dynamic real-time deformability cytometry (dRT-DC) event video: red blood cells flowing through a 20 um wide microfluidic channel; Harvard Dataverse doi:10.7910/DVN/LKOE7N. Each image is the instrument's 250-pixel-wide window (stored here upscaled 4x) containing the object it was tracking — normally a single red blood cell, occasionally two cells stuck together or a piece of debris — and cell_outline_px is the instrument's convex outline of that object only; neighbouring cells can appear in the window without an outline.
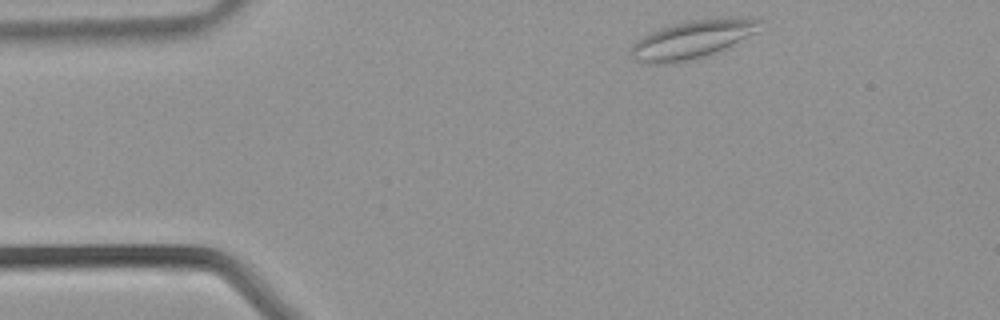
{"species": "common noctule bat (a hibernating species)", "species_latin": "Nyctalus noctula", "temperature_condition": "warm", "stored_images_in_passage": 34, "camera_frame_rate_fps": 3000, "um_per_image_px": 0.085, "animal": {"sex": "male", "body_mass_g": 21.5, "forearm_length_mm": 52.0}, "frame": {"image": 1, "passage_image": 1, "time_ms": 0.0, "image_size_px": [1000, 320], "cell_outline_px": [[764, 20], [756, 32], [732, 48], [700, 60], [676, 64], [648, 64], [636, 60], [628, 52], [632, 44], [644, 36], [660, 28], [672, 24], [688, 20], [736, 16], [748, 16]], "centroid_in_image_um": [58.95, 3.37], "position_along_channel_um": 26.1, "area_um2": 30.17}}
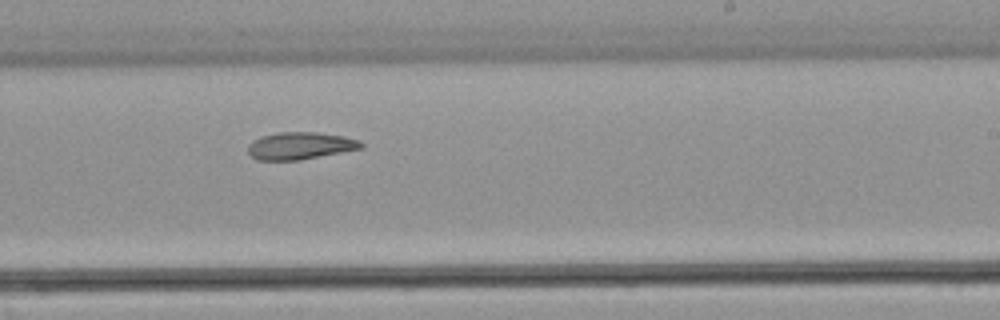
{"frame": {"image": 2, "passage_image": 18, "time_ms": 5.667, "image_size_px": [1000, 320], "cell_outline_px": [[364, 148], [300, 160], [256, 160], [248, 152], [248, 144], [252, 140], [260, 136], [280, 132], [316, 132], [344, 136], [360, 140], [364, 144]], "centroid_in_image_um": [25.52, 12.39], "position_along_channel_um": 263.5, "area_um2": 18.15}}
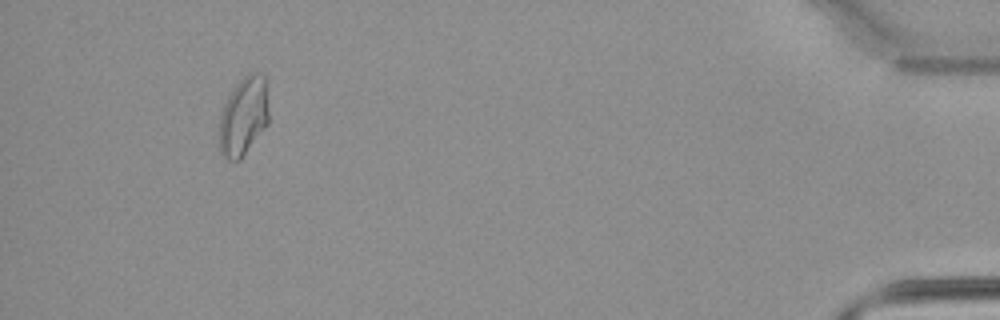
{"frame": {"image": 3, "passage_image": 31, "time_ms": 10.0, "image_size_px": [1000, 320], "cell_outline_px": [[268, 124], [240, 160], [228, 160], [220, 152], [220, 116], [224, 104], [228, 96], [236, 84], [248, 72], [256, 72], [264, 76], [268, 84]], "centroid_in_image_um": [20.73, 9.85], "position_along_channel_um": 414.5, "area_um2": 22.83}}